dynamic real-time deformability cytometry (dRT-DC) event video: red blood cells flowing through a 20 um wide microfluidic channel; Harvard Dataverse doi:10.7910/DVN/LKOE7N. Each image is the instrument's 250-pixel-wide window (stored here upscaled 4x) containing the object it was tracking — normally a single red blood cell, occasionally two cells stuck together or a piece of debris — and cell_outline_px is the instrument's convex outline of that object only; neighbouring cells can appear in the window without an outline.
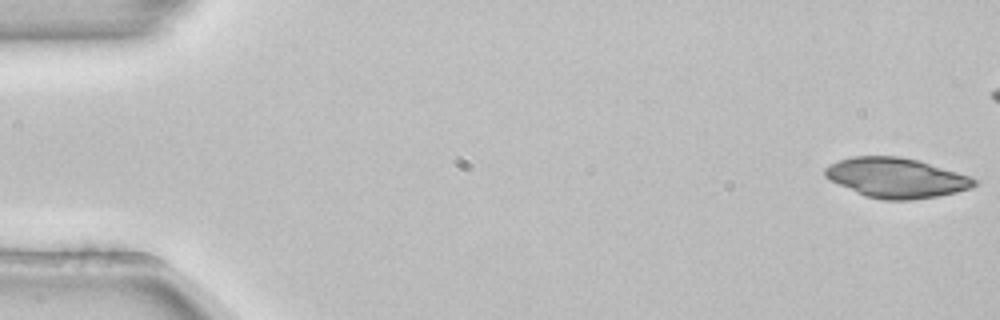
{"species": "common noctule bat (a hibernating species)", "species_latin": "Nyctalus noctula", "temperature_condition": "room temperature", "stored_images_in_passage": 47, "camera_frame_rate_fps": 3000, "um_per_image_px": 0.085, "animal": {"sex": "female", "body_mass_g": 22.7, "forearm_length_mm": 54.2}, "frame": {"image": 1, "passage_image": 1, "time_ms": 0.0, "image_size_px": [1000, 320], "cell_outline_px": [[976, 184], [972, 188], [956, 192], [936, 196], [912, 200], [880, 200], [864, 196], [824, 176], [824, 168], [840, 160], [852, 156], [900, 156], [920, 160], [972, 176], [976, 180]], "centroid_in_image_um": [76.22, 15.11], "position_along_channel_um": 8.8, "area_um2": 34.74}}